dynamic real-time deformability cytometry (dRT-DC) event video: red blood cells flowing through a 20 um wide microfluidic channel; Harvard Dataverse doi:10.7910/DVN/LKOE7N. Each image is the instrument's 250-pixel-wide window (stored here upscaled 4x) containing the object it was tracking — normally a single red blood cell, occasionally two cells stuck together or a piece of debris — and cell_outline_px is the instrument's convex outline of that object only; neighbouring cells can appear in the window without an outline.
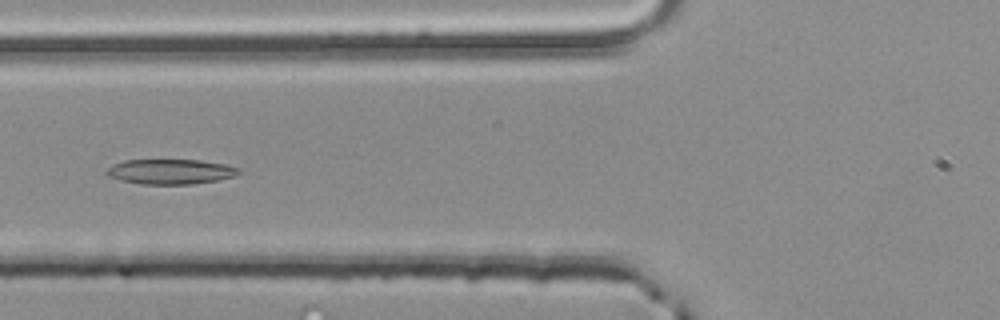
{"species": "common noctule bat (a hibernating species)", "species_latin": "Nyctalus noctula", "temperature_condition": "room temperature", "stored_images_in_passage": 45, "camera_frame_rate_fps": 3000, "um_per_image_px": 0.085, "animal": {"sex": "male", "body_mass_g": 20.4}, "frame": {"image": 1, "passage_image": 20, "time_ms": 6.333, "image_size_px": [1000, 320], "cell_outline_px": [[244, 172], [220, 180], [192, 184], [140, 184], [120, 180], [108, 176], [104, 172], [112, 164], [124, 160], [200, 160], [224, 164], [240, 168]], "centroid_in_image_um": [14.5, 14.59], "position_along_channel_um": 111.3, "area_um2": 19.42}}
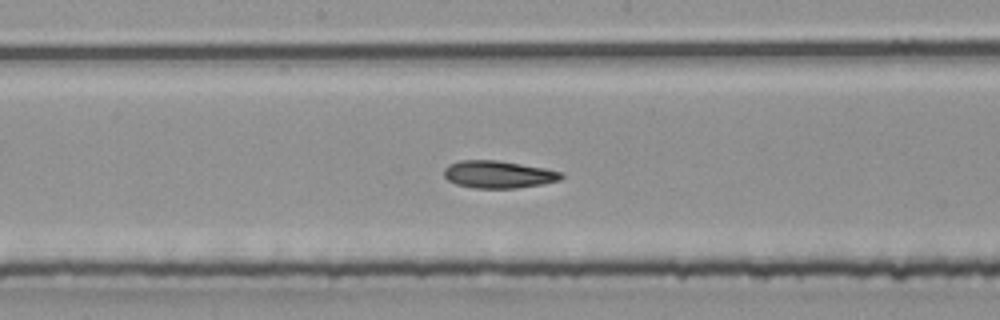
{"frame": {"image": 2, "passage_image": 27, "time_ms": 8.667, "image_size_px": [1000, 320], "cell_outline_px": [[564, 176], [560, 180], [540, 184], [516, 188], [476, 188], [456, 184], [448, 180], [444, 176], [444, 168], [448, 164], [460, 160], [496, 160], [544, 168], [560, 172]], "centroid_in_image_um": [42.32, 14.82], "position_along_channel_um": 205.9, "area_um2": 18.55}}
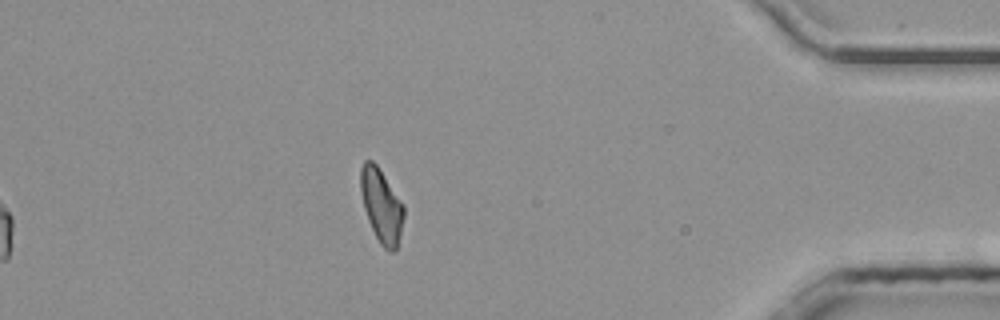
{"frame": {"image": 3, "passage_image": 45, "time_ms": 14.667, "image_size_px": [1000, 320], "cell_outline_px": [[404, 216], [396, 252], [388, 252], [380, 244], [368, 220], [364, 208], [360, 192], [360, 168], [364, 160], [372, 160], [376, 164], [404, 204]], "centroid_in_image_um": [32.42, 17.48], "position_along_channel_um": 402.8, "area_um2": 18.61}, "authors_computed_cell_mechanics": {"area_um2": 19.1318, "velocity_mm_per_s": 4.0473, "shape_relaxation_time_tau1_ms": null, "shape_relaxation_time_tau2_ms": 4.273, "deformation_change_tau1": null, "deformation_change_tau2": 0.1257}}